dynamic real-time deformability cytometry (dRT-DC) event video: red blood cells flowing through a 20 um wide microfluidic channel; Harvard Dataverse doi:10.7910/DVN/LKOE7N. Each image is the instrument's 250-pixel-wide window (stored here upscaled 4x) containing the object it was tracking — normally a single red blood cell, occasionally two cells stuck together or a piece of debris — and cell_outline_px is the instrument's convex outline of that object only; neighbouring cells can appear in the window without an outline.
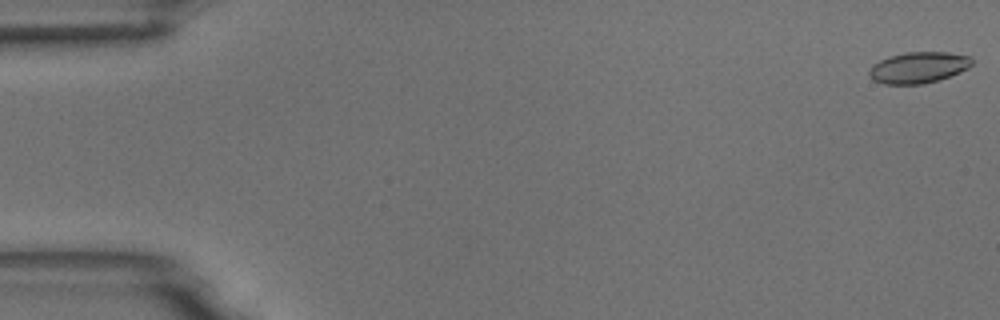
{"species": "common noctule bat (a hibernating species)", "species_latin": "Nyctalus noctula", "temperature_condition": "room temperature", "stored_images_in_passage": 5, "camera_frame_rate_fps": 3000, "um_per_image_px": 0.085, "animal": {"sex": "male", "body_mass_g": 18.8}, "frame": {"image": 1, "passage_image": 1, "time_ms": 0.0, "image_size_px": [1000, 320], "cell_outline_px": [[972, 64], [968, 68], [960, 72], [924, 84], [884, 84], [872, 80], [868, 72], [872, 64], [888, 56], [904, 52], [948, 52], [972, 56]], "centroid_in_image_um": [78.05, 5.73], "position_along_channel_um": 7.0, "area_um2": 18.79}}
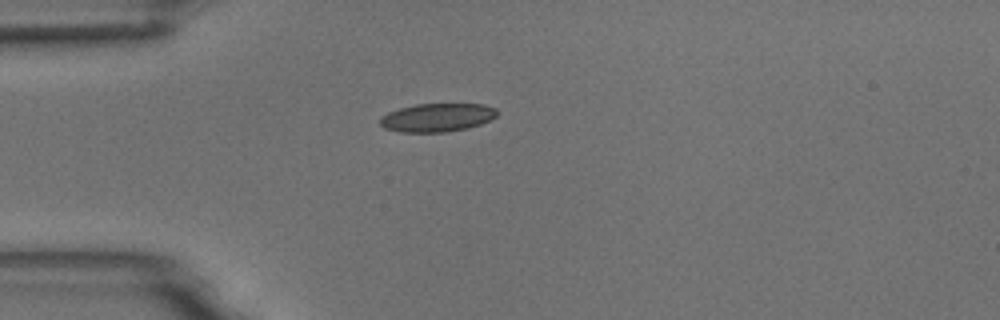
{"frame": {"image": 2, "passage_image": 5, "time_ms": 1.333, "image_size_px": [1000, 320], "cell_outline_px": [[500, 112], [496, 116], [480, 124], [468, 128], [448, 132], [400, 132], [384, 128], [380, 124], [380, 116], [388, 112], [400, 108], [416, 104], [484, 104], [496, 108]], "centroid_in_image_um": [37.16, 9.99], "position_along_channel_um": 47.8, "area_um2": 19.48}}